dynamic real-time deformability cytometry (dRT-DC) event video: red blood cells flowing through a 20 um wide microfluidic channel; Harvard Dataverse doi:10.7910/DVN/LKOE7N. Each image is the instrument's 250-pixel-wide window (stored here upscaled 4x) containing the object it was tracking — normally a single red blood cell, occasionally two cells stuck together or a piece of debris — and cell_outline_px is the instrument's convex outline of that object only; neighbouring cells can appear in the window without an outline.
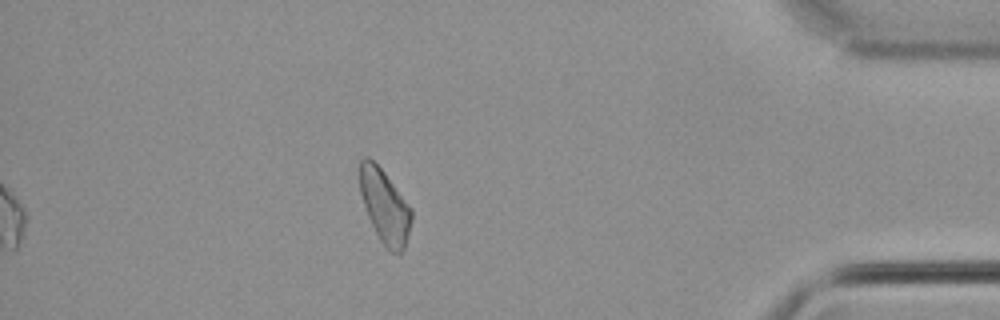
{"species": "common noctule bat (a hibernating species)", "species_latin": "Nyctalus noctula", "temperature_condition": "cold", "stored_images_in_passage": 48, "segment_of_instrument_passage": [2, 2], "camera_frame_rate_fps": 3000, "um_per_image_px": 0.085, "animal": {"sex": "male", "body_mass_g": 21.5, "forearm_length_mm": 52.0}, "frame": {"image": 1, "passage_image": 48, "time_ms": 15.667, "image_size_px": [1000, 320], "cell_outline_px": [[412, 220], [404, 248], [400, 252], [392, 252], [380, 240], [368, 216], [360, 192], [360, 160], [364, 156], [368, 156], [384, 172], [412, 208]], "centroid_in_image_um": [32.71, 17.5], "position_along_channel_um": 402.5, "area_um2": 21.73}}